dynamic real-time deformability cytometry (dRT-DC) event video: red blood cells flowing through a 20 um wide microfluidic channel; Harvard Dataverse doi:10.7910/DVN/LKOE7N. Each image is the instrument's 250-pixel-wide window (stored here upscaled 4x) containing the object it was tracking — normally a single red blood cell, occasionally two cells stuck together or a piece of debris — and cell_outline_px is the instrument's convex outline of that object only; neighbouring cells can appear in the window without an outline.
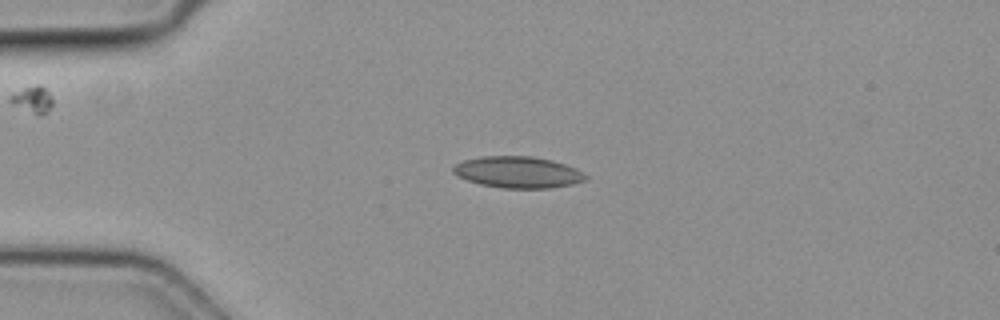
{"species": "common noctule bat (a hibernating species)", "species_latin": "Nyctalus noctula", "temperature_condition": "cold", "stored_images_in_passage": 6, "camera_frame_rate_fps": 3000, "um_per_image_px": 0.085, "animal": {"sex": "female", "body_mass_g": 19.3, "forearm_length_mm": 54.1}, "frame": {"image": 1, "passage_image": 4, "time_ms": 1.0, "image_size_px": [1000, 320], "cell_outline_px": [[588, 180], [572, 184], [552, 188], [500, 188], [480, 184], [456, 176], [452, 172], [452, 168], [456, 164], [464, 160], [480, 156], [532, 156], [552, 160], [564, 164], [584, 172], [588, 176]], "centroid_in_image_um": [44.03, 14.64], "position_along_channel_um": 41.0, "area_um2": 24.45}}
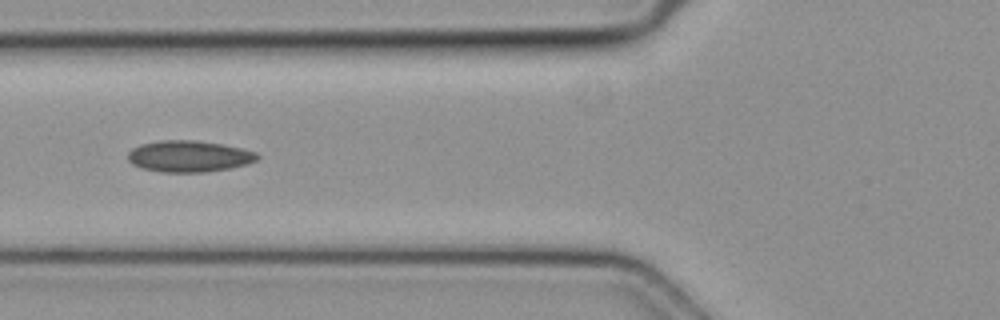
{"frame": {"image": 2, "passage_image": 6, "time_ms": 1.667, "image_size_px": [1000, 320], "cell_outline_px": [[260, 156], [256, 160], [248, 164], [232, 168], [208, 172], [160, 172], [140, 168], [132, 164], [128, 160], [128, 152], [132, 148], [140, 144], [160, 140], [196, 140], [220, 144], [240, 148], [256, 152]], "centroid_in_image_um": [16.05, 13.29], "position_along_channel_um": 109.8, "area_um2": 23.87}}